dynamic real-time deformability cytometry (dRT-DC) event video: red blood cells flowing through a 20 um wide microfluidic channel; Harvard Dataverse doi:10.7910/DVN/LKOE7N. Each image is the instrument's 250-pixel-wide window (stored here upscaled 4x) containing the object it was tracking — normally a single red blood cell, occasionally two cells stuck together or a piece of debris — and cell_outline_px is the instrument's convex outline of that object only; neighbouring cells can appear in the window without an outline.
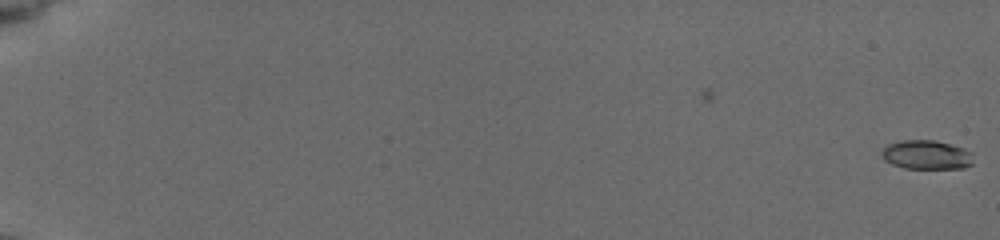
{"species": "common noctule bat (a hibernating species)", "species_latin": "Nyctalus noctula", "temperature_condition": "cold", "stored_images_in_passage": 3, "camera_frame_rate_fps": 3000, "um_per_image_px": 0.085, "animal": {"sex": "female", "body_mass_g": 19.5, "forearm_length_mm": 54.1}, "frame": {"image": 1, "passage_image": 3, "time_ms": 1.333, "image_size_px": [1000, 240], "cell_outline_px": [[972, 164], [964, 168], [904, 168], [892, 164], [884, 160], [880, 152], [888, 144], [900, 140], [932, 140], [964, 148], [972, 152]], "centroid_in_image_um": [78.74, 13.16], "position_along_channel_um": 6.3, "area_um2": 15.49}}